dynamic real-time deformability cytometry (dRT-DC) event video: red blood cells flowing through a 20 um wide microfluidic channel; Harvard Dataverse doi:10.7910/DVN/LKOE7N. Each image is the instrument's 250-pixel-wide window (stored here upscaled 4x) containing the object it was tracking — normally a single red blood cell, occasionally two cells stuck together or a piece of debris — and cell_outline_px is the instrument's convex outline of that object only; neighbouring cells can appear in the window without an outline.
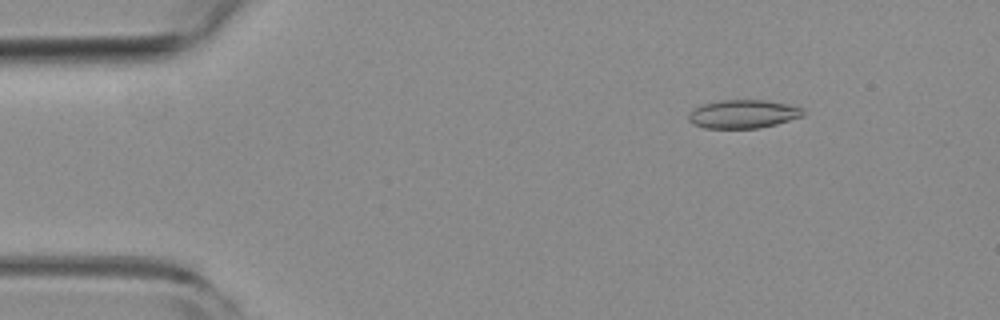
{"species": "common noctule bat (a hibernating species)", "species_latin": "Nyctalus noctula", "temperature_condition": "room temperature", "stored_images_in_passage": 9, "camera_frame_rate_fps": 3000, "um_per_image_px": 0.085, "animal": {"sex": "female", "body_mass_g": 19.3, "forearm_length_mm": 54.1}, "frame": {"image": 1, "passage_image": 7, "time_ms": 2.0, "image_size_px": [1000, 320], "cell_outline_px": [[804, 116], [776, 124], [760, 128], [704, 128], [692, 124], [688, 120], [688, 116], [700, 104], [720, 100], [764, 100], [788, 104], [804, 108]], "centroid_in_image_um": [63.18, 9.69], "position_along_channel_um": 21.8, "area_um2": 19.07}}